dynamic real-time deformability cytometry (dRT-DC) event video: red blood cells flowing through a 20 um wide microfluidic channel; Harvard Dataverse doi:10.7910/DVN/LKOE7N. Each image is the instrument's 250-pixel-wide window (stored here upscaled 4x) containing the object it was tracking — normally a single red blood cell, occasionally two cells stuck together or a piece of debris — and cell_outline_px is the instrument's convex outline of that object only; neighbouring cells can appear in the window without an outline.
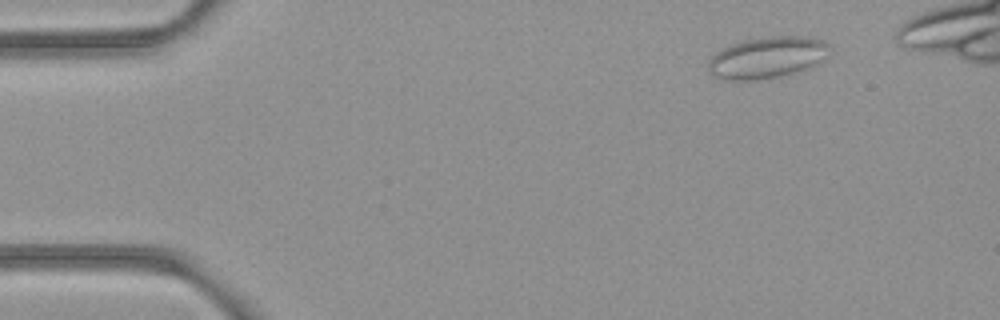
{"species": "common noctule bat (a hibernating species)", "species_latin": "Nyctalus noctula", "temperature_condition": "room temperature", "stored_images_in_passage": 5, "camera_frame_rate_fps": 3000, "um_per_image_px": 0.085, "animal": {"sex": "female", "body_mass_g": 21.9}, "frame": {"image": 1, "passage_image": 5, "time_ms": 1.333, "image_size_px": [1000, 320], "cell_outline_px": [[828, 56], [816, 64], [808, 68], [788, 76], [756, 80], [724, 80], [712, 76], [708, 72], [708, 60], [716, 52], [724, 48], [744, 40], [772, 36], [804, 36], [820, 40], [828, 44]], "centroid_in_image_um": [65.19, 4.92], "position_along_channel_um": 19.8, "area_um2": 29.54}}